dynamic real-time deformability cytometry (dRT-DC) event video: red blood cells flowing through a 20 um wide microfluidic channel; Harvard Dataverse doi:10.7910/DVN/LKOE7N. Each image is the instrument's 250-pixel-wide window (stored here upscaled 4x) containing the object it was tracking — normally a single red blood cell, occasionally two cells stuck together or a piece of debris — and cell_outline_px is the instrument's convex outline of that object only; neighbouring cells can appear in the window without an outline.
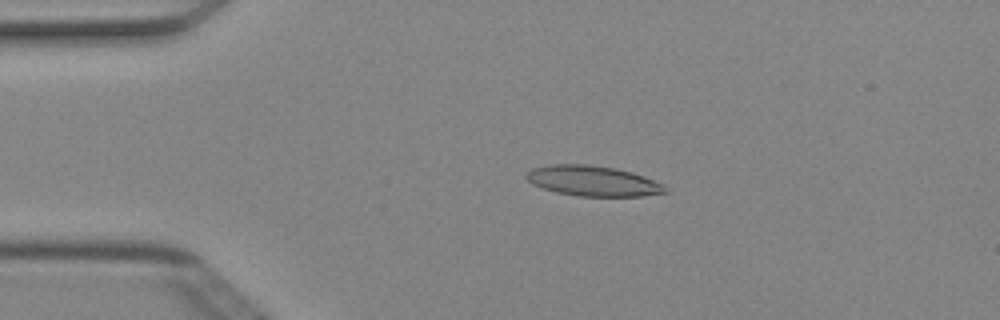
{"species": "Egyptian fruit bat (a non-hibernating species)", "species_latin": "Rousettus aegyptiacus", "temperature_condition": "cold", "stored_images_in_passage": 49, "camera_frame_rate_fps": 3000, "um_per_image_px": 0.085, "animal": {"sex": "female"}, "frame": {"image": 1, "passage_image": 10, "time_ms": 3.0, "image_size_px": [1000, 320], "cell_outline_px": [[668, 192], [644, 196], [580, 196], [556, 192], [532, 184], [524, 176], [532, 168], [548, 164], [588, 164], [616, 168], [632, 172], [644, 176], [664, 184]], "centroid_in_image_um": [50.41, 15.37], "position_along_channel_um": 34.6, "area_um2": 24.62}}
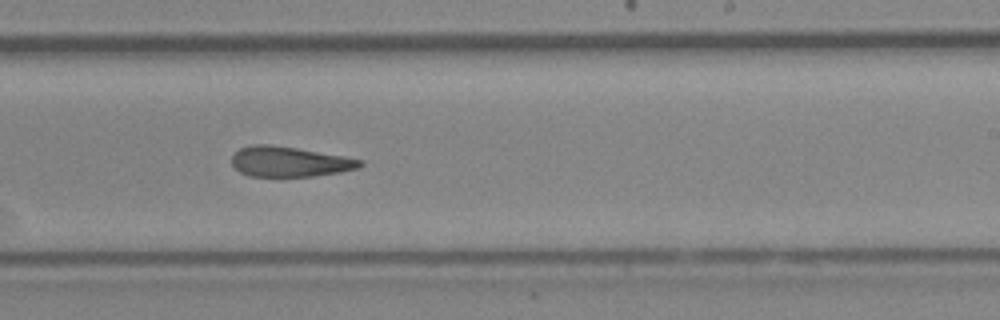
{"frame": {"image": 2, "passage_image": 30, "time_ms": 9.667, "image_size_px": [1000, 320], "cell_outline_px": [[364, 164], [356, 168], [340, 172], [312, 176], [248, 176], [240, 172], [232, 164], [232, 156], [240, 148], [252, 144], [268, 144], [296, 148], [344, 156], [360, 160]], "centroid_in_image_um": [24.57, 13.74], "position_along_channel_um": 264.4, "area_um2": 22.31}}
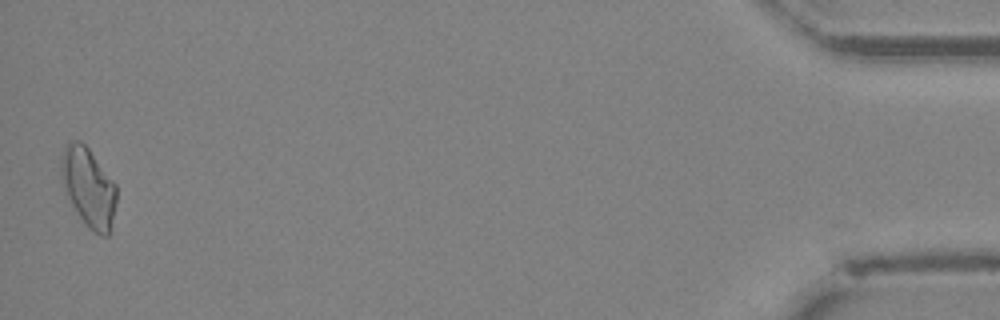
{"frame": {"image": 3, "passage_image": 49, "time_ms": 16.0, "image_size_px": [1000, 320], "cell_outline_px": [[116, 200], [112, 232], [108, 236], [100, 236], [88, 228], [72, 204], [60, 180], [60, 156], [64, 144], [68, 140], [80, 140], [88, 148], [116, 184]], "centroid_in_image_um": [7.51, 15.91], "position_along_channel_um": 427.7, "area_um2": 25.89}, "authors_computed_cell_mechanics": {"area_um2": 23.5824, "velocity_mm_per_s": 4.0245, "shape_relaxation_time_tau1_ms": null, "shape_relaxation_time_tau2_ms": 5.8375, "deformation_change_tau1": null, "deformation_change_tau2": 0.1694}}